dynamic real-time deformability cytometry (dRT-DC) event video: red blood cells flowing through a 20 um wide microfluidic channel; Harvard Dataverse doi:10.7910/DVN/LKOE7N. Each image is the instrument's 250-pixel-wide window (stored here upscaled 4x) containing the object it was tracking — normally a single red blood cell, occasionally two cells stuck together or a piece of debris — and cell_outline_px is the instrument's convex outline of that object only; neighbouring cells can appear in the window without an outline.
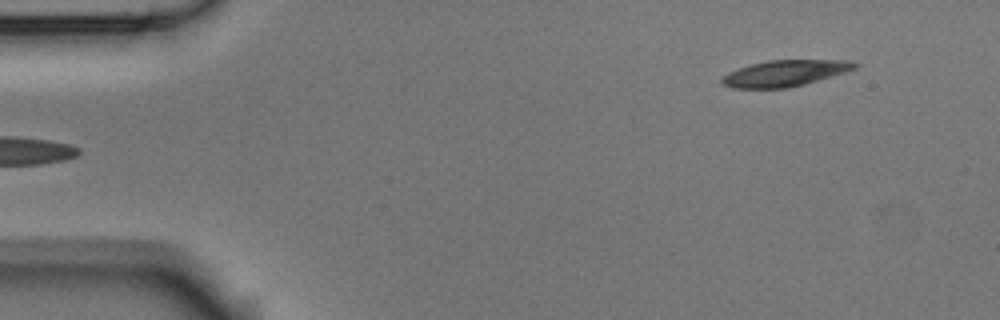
{"species": "Egyptian fruit bat (a non-hibernating species)", "species_latin": "Rousettus aegyptiacus", "temperature_condition": "room temperature", "stored_images_in_passage": 6, "segment_of_instrument_passage": [2, 2], "camera_frame_rate_fps": 3000, "um_per_image_px": 0.085, "animal": {"sex": "male"}, "frame": {"image": 1, "passage_image": 6, "time_ms": 1.667, "image_size_px": [1000, 320], "cell_outline_px": [[860, 64], [856, 68], [844, 72], [804, 84], [788, 88], [732, 88], [724, 84], [720, 80], [720, 76], [728, 72], [752, 64], [768, 60], [848, 60]], "centroid_in_image_um": [66.69, 6.22], "position_along_channel_um": 18.3, "area_um2": 20.11}}